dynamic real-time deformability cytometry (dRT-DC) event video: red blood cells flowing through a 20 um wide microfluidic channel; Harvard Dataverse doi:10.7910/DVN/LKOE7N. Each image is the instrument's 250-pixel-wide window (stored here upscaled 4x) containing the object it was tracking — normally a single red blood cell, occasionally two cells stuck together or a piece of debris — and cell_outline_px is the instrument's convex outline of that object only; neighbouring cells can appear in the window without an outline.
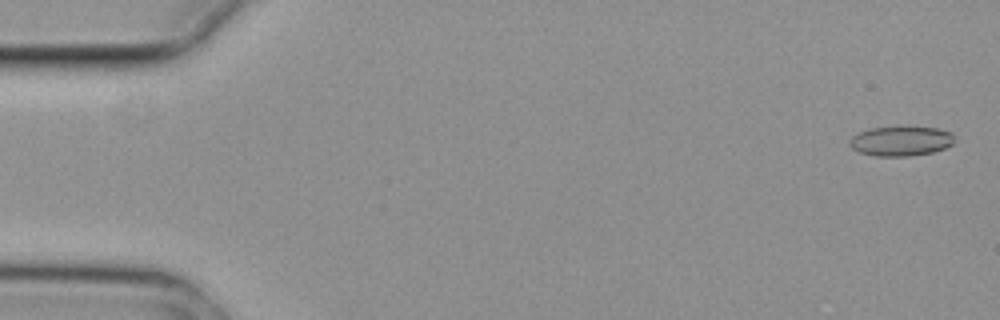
{"species": "common noctule bat (a hibernating species)", "species_latin": "Nyctalus noctula", "temperature_condition": "cold", "stored_images_in_passage": 5, "camera_frame_rate_fps": 3000, "um_per_image_px": 0.085, "animal": {"sex": "female", "body_mass_g": 29.2, "forearm_length_mm": 56.3}, "frame": {"image": 1, "passage_image": 1, "time_ms": 0.0, "image_size_px": [1000, 320], "cell_outline_px": [[952, 144], [944, 148], [932, 152], [908, 156], [876, 156], [860, 152], [852, 148], [848, 144], [848, 140], [852, 136], [860, 132], [872, 128], [936, 128], [952, 132]], "centroid_in_image_um": [76.53, 12.01], "position_along_channel_um": 8.5, "area_um2": 17.69}}
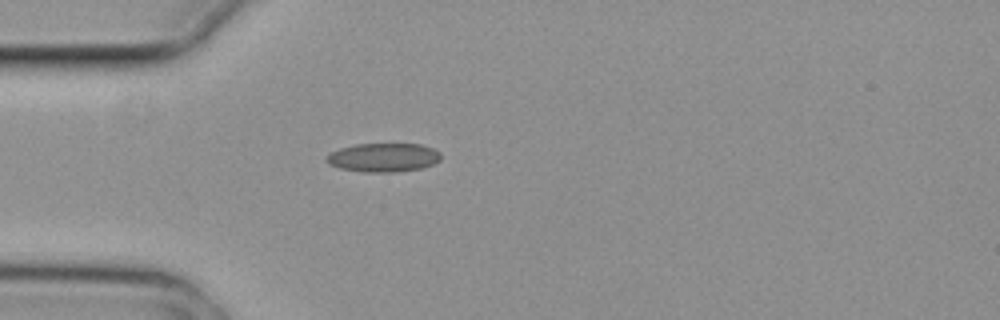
{"frame": {"image": 2, "passage_image": 5, "time_ms": 1.333, "image_size_px": [1000, 320], "cell_outline_px": [[440, 160], [432, 164], [420, 168], [396, 172], [364, 172], [340, 168], [328, 164], [324, 160], [332, 152], [340, 148], [356, 144], [420, 144], [432, 148], [440, 152]], "centroid_in_image_um": [32.58, 13.39], "position_along_channel_um": 52.4, "area_um2": 19.07}}